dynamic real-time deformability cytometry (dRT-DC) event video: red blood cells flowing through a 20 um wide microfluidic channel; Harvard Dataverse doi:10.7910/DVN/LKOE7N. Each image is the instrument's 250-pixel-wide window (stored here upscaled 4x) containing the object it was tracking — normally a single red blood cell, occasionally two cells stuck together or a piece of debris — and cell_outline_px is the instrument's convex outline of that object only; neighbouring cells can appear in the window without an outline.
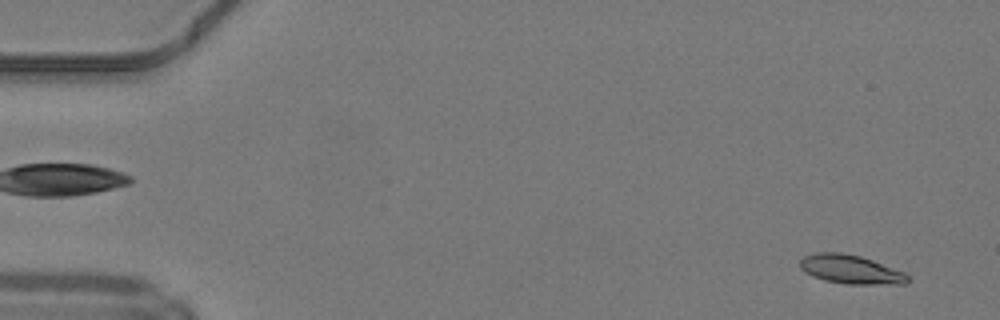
{"species": "common noctule bat (a hibernating species)", "species_latin": "Nyctalus noctula", "temperature_condition": "warm", "stored_images_in_passage": 48, "camera_frame_rate_fps": 3000, "um_per_image_px": 0.085, "animal": {"sex": "male", "body_mass_g": 19.2, "forearm_length_mm": 51.8}, "frame": {"image": 1, "passage_image": 2, "time_ms": 0.333, "image_size_px": [1000, 320], "cell_outline_px": [[912, 280], [908, 284], [848, 284], [824, 280], [812, 276], [804, 272], [800, 268], [800, 260], [804, 256], [816, 252], [840, 252], [860, 256], [872, 260], [904, 272]], "centroid_in_image_um": [72.31, 22.9], "position_along_channel_um": 12.7, "area_um2": 18.21}}
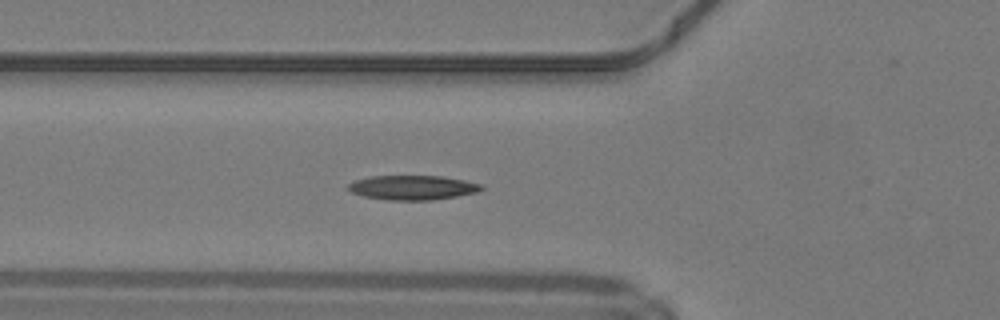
{"frame": {"image": 2, "passage_image": 17, "time_ms": 5.333, "image_size_px": [1000, 320], "cell_outline_px": [[484, 188], [476, 192], [456, 196], [432, 200], [392, 200], [364, 196], [352, 192], [348, 188], [348, 184], [356, 180], [368, 176], [440, 176], [464, 180], [480, 184]], "centroid_in_image_um": [35.06, 15.94], "position_along_channel_um": 90.7, "area_um2": 18.73}}
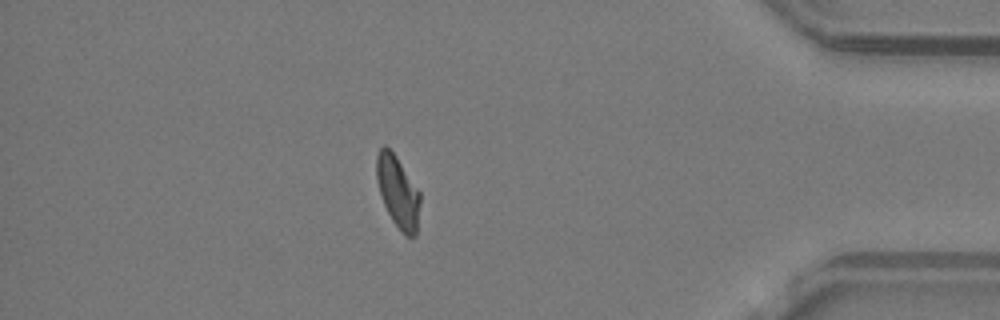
{"frame": {"image": 3, "passage_image": 42, "time_ms": 13.667, "image_size_px": [1000, 320], "cell_outline_px": [[420, 200], [416, 236], [404, 236], [400, 232], [392, 220], [384, 204], [376, 180], [376, 156], [380, 148], [384, 144], [396, 156], [420, 192]], "centroid_in_image_um": [33.81, 16.32], "position_along_channel_um": 401.4, "area_um2": 18.15}, "authors_computed_cell_mechanics": {"area_um2": 18.4382, "velocity_mm_per_s": 4.2144, "shape_relaxation_time_tau1_ms": 5.5718, "shape_relaxation_time_tau2_ms": 8.0881, "deformation_change_tau1": 0.1717, "deformation_change_tau2": 0.1135}}